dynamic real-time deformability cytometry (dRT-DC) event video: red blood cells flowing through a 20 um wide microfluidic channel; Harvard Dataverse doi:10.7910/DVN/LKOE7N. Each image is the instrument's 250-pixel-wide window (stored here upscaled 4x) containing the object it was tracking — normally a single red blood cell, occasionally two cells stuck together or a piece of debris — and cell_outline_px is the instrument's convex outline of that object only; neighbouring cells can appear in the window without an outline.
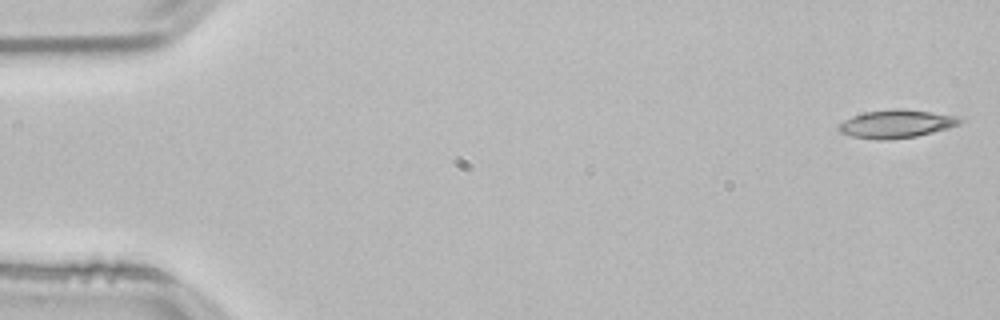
{"species": "common noctule bat (a hibernating species)", "species_latin": "Nyctalus noctula", "temperature_condition": "room temperature", "stored_images_in_passage": 30, "camera_frame_rate_fps": 3000, "um_per_image_px": 0.085, "animal": {"sex": "male", "body_mass_g": 21.5, "forearm_length_mm": 52.0}, "frame": {"image": 1, "passage_image": 1, "time_ms": 0.0, "image_size_px": [1000, 320], "cell_outline_px": [[964, 120], [960, 124], [948, 128], [916, 136], [888, 140], [876, 140], [852, 136], [840, 132], [836, 128], [836, 124], [852, 116], [864, 112], [892, 108], [904, 108], [932, 112], [956, 116]], "centroid_in_image_um": [76.15, 10.52], "position_along_channel_um": 8.9, "area_um2": 20.11}}
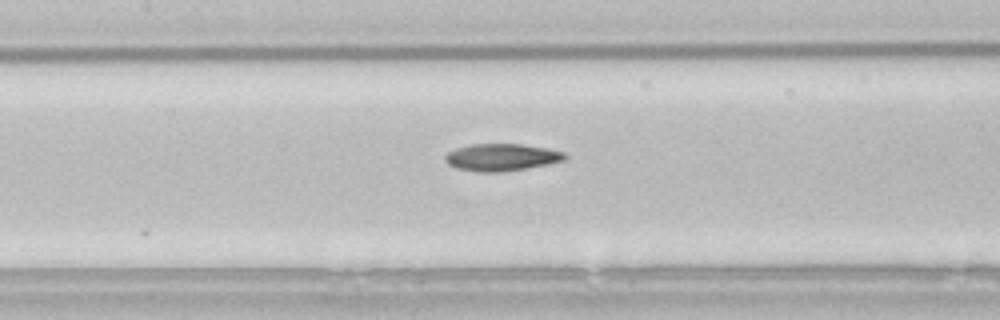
{"frame": {"image": 2, "passage_image": 24, "time_ms": 7.667, "image_size_px": [1000, 320], "cell_outline_px": [[568, 156], [564, 160], [548, 164], [500, 172], [476, 172], [456, 168], [448, 164], [444, 160], [444, 156], [448, 152], [456, 148], [472, 144], [520, 144], [548, 148], [564, 152]], "centroid_in_image_um": [42.61, 13.37], "position_along_channel_um": 164.8, "area_um2": 18.96}}
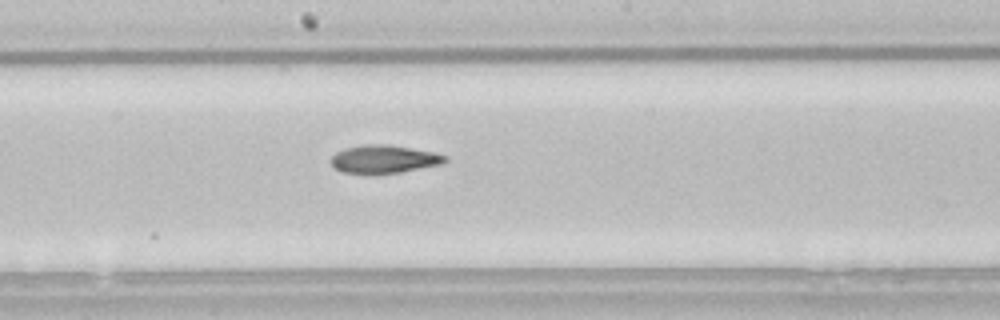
{"frame": {"image": 3, "passage_image": 28, "time_ms": 9.0, "image_size_px": [1000, 320], "cell_outline_px": [[448, 160], [440, 164], [400, 172], [340, 172], [332, 164], [332, 156], [336, 152], [344, 148], [364, 144], [388, 144], [436, 152], [448, 156]], "centroid_in_image_um": [32.67, 13.49], "position_along_channel_um": 215.5, "area_um2": 18.32}}